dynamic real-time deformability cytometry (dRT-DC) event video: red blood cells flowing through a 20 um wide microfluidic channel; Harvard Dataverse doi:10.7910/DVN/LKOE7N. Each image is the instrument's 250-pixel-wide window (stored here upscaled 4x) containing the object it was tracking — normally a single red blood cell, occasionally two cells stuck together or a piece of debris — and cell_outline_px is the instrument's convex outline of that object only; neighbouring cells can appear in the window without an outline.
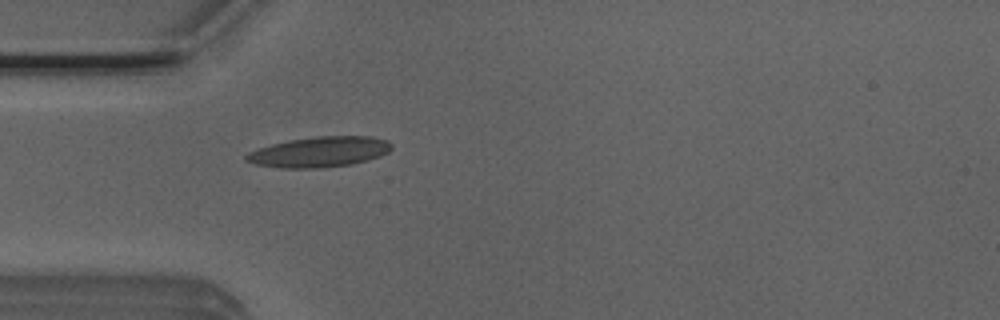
{"species": "Egyptian fruit bat (a non-hibernating species)", "species_latin": "Rousettus aegyptiacus", "temperature_condition": "room temperature", "stored_images_in_passage": 11, "camera_frame_rate_fps": 3000, "um_per_image_px": 0.085, "animal": {"sex": "male"}, "frame": {"image": 1, "passage_image": 1, "time_ms": 0.0, "image_size_px": [1000, 320], "cell_outline_px": [[392, 148], [388, 152], [380, 156], [368, 160], [352, 164], [312, 168], [284, 168], [256, 164], [244, 160], [244, 156], [248, 152], [272, 144], [288, 140], [316, 136], [372, 136], [388, 140], [392, 144]], "centroid_in_image_um": [27.18, 12.9], "position_along_channel_um": 57.8, "area_um2": 25.72}}